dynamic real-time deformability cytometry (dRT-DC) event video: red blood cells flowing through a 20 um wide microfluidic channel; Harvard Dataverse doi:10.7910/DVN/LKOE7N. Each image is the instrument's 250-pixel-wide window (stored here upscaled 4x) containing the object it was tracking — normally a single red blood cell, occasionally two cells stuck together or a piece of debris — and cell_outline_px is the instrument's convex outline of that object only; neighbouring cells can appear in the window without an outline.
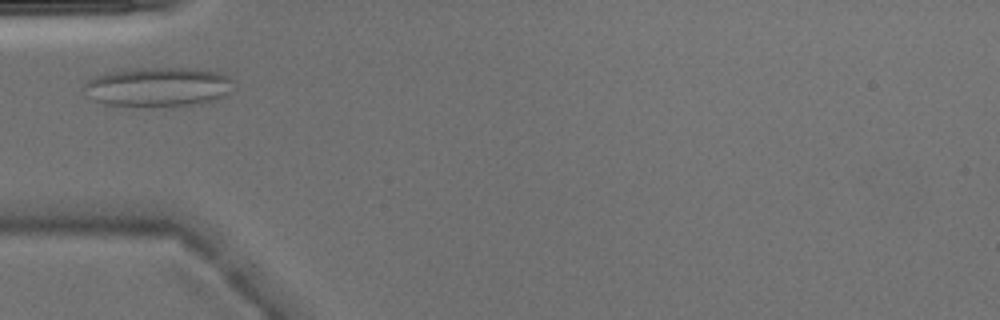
{"species": "Egyptian fruit bat (a non-hibernating species)", "species_latin": "Rousettus aegyptiacus", "temperature_condition": "warm", "stored_images_in_passage": 2, "camera_frame_rate_fps": 3000, "um_per_image_px": 0.085, "animal": {"sex": "male"}, "frame": {"image": 1, "passage_image": 2, "time_ms": 0.333, "image_size_px": [1000, 320], "cell_outline_px": [[236, 88], [216, 100], [168, 108], [132, 108], [104, 104], [84, 96], [84, 84], [88, 80], [96, 76], [108, 72], [132, 68], [196, 68], [220, 72], [236, 80]], "centroid_in_image_um": [13.45, 7.42], "position_along_channel_um": 71.5, "area_um2": 35.84}}